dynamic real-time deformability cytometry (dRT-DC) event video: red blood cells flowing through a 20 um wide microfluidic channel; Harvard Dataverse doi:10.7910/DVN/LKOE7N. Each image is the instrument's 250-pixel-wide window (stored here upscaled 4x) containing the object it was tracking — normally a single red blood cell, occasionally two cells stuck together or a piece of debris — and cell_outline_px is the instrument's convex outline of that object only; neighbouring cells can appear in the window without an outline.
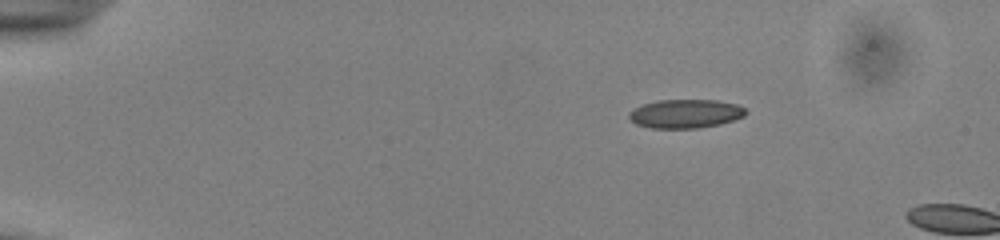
{"species": "common noctule bat (a hibernating species)", "species_latin": "Nyctalus noctula", "temperature_condition": "cold", "stored_images_in_passage": 5, "camera_frame_rate_fps": 3000, "um_per_image_px": 0.085, "animal": {"sex": "male", "body_mass_g": 13.0, "forearm_length_mm": 53.1}, "frame": {"image": 1, "passage_image": 1, "time_ms": 0.0, "image_size_px": [1000, 240], "cell_outline_px": [[748, 112], [744, 116], [720, 124], [696, 128], [652, 128], [636, 124], [628, 116], [628, 112], [644, 104], [656, 100], [716, 100], [736, 104], [744, 108]], "centroid_in_image_um": [58.26, 9.66], "position_along_channel_um": 26.7, "area_um2": 19.42}}